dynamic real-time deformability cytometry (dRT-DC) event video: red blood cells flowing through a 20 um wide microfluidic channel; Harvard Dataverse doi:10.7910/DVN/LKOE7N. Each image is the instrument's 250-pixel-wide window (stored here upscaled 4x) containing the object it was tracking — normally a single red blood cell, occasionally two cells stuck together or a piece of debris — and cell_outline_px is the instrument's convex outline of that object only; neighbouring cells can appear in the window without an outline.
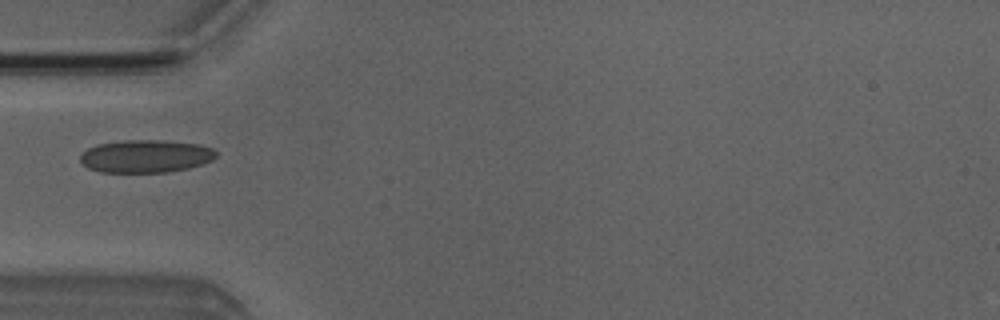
{"species": "Egyptian fruit bat (a non-hibernating species)", "species_latin": "Rousettus aegyptiacus", "temperature_condition": "room temperature", "stored_images_in_passage": 2, "camera_frame_rate_fps": 3000, "um_per_image_px": 0.085, "animal": {"sex": "male"}, "frame": {"image": 1, "passage_image": 2, "time_ms": 1.0, "image_size_px": [1000, 320], "cell_outline_px": [[216, 156], [212, 160], [188, 168], [168, 172], [100, 172], [88, 168], [80, 160], [80, 152], [96, 144], [124, 140], [164, 140], [200, 144], [212, 148], [216, 152]], "centroid_in_image_um": [12.36, 13.27], "position_along_channel_um": 72.6, "area_um2": 26.07}}